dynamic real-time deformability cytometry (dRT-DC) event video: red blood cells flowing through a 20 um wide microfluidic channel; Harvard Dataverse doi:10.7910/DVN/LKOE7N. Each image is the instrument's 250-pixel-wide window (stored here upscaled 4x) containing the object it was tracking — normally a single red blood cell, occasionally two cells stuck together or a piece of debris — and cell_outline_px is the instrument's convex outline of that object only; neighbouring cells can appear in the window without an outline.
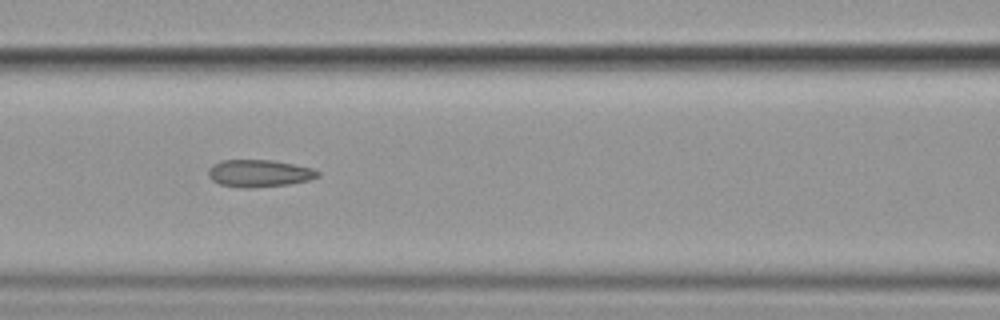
{"species": "common noctule bat (a hibernating species)", "species_latin": "Nyctalus noctula", "temperature_condition": "cold", "stored_images_in_passage": 9, "camera_frame_rate_fps": 3000, "um_per_image_px": 0.085, "animal": {"sex": "female", "body_mass_g": 19.9}, "frame": {"image": 1, "passage_image": 6, "time_ms": 6.667, "image_size_px": [1000, 320], "cell_outline_px": [[320, 176], [308, 180], [288, 184], [248, 188], [244, 188], [220, 184], [212, 180], [208, 176], [208, 168], [212, 164], [220, 160], [272, 160], [312, 168], [320, 172]], "centroid_in_image_um": [22.0, 14.72], "position_along_channel_um": 144.6, "area_um2": 17.34}}
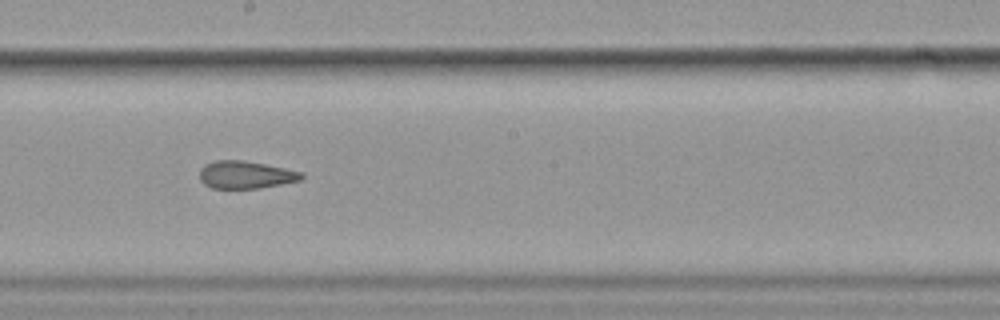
{"frame": {"image": 2, "passage_image": 8, "time_ms": 9.0, "image_size_px": [1000, 320], "cell_outline_px": [[304, 176], [300, 180], [260, 188], [212, 188], [204, 184], [200, 180], [200, 168], [204, 164], [216, 160], [244, 160], [304, 172]], "centroid_in_image_um": [20.86, 14.85], "position_along_channel_um": 227.3, "area_um2": 16.36}}
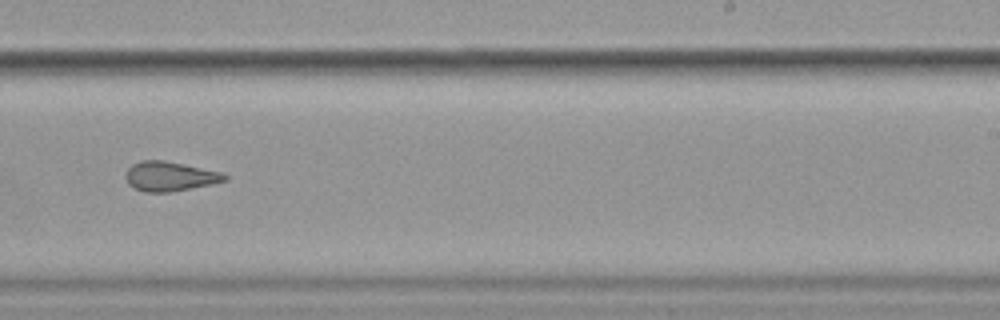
{"frame": {"image": 3, "passage_image": 9, "time_ms": 10.333, "image_size_px": [1000, 320], "cell_outline_px": [[228, 180], [212, 184], [172, 192], [144, 192], [128, 184], [124, 176], [128, 168], [132, 164], [140, 160], [164, 160], [224, 172], [228, 176]], "centroid_in_image_um": [14.45, 14.98], "position_along_channel_um": 274.5, "area_um2": 17.28}}